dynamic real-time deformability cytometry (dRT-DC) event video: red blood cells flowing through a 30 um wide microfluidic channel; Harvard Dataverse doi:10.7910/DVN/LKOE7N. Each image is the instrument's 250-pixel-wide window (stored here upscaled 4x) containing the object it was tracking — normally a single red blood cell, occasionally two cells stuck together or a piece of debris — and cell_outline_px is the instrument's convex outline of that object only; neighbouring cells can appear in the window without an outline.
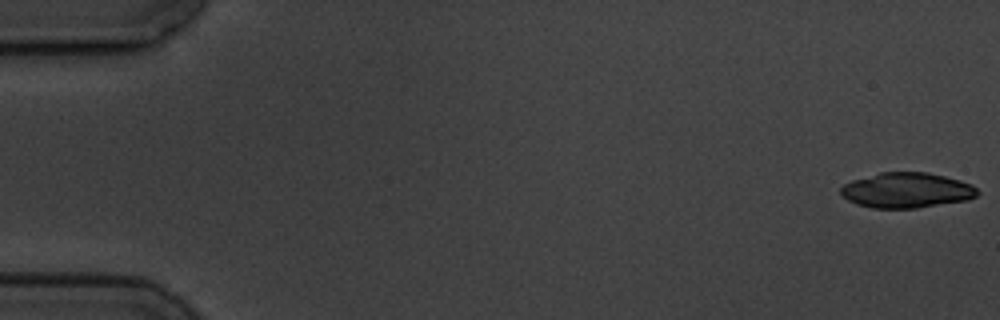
{"species": "common noctule bat (a hibernating species)", "species_latin": "Nyctalus noctula", "temperature_condition": "cold", "stored_images_in_passage": 7, "segment_of_instrument_passage": [2, 2], "camera_frame_rate_fps": 3000, "um_per_image_px": 0.085, "animal": {"sex": "male", "body_mass_g": 19.5, "forearm_length_mm": 54.6}, "frame": {"image": 1, "passage_image": 7, "time_ms": 7.667, "image_size_px": [1000, 320], "cell_outline_px": [[980, 192], [976, 196], [968, 200], [916, 208], [872, 208], [856, 204], [840, 196], [840, 188], [844, 184], [852, 180], [880, 172], [928, 172], [960, 180], [972, 184]], "centroid_in_image_um": [77.05, 16.17], "position_along_channel_um": 7.9, "area_um2": 28.26}}